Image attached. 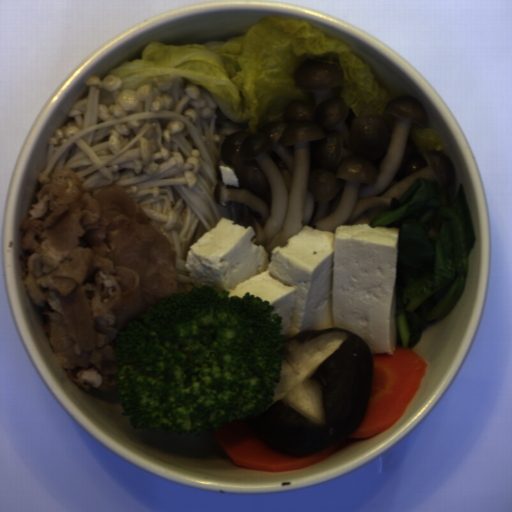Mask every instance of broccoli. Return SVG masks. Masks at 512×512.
<instances>
[{"label":"broccoli","mask_w":512,"mask_h":512,"mask_svg":"<svg viewBox=\"0 0 512 512\" xmlns=\"http://www.w3.org/2000/svg\"><path fill=\"white\" fill-rule=\"evenodd\" d=\"M269 301L193 286L152 303L113 344L116 396L134 430L197 436L263 413L289 340Z\"/></svg>","instance_id":"1"}]
</instances>
